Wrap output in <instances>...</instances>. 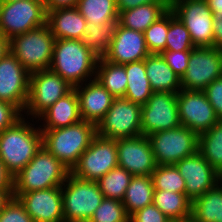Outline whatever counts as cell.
Instances as JSON below:
<instances>
[{
  "mask_svg": "<svg viewBox=\"0 0 222 222\" xmlns=\"http://www.w3.org/2000/svg\"><path fill=\"white\" fill-rule=\"evenodd\" d=\"M88 82L73 88L78 96L81 119L97 126L108 112L115 97L94 77Z\"/></svg>",
  "mask_w": 222,
  "mask_h": 222,
  "instance_id": "44dd1931",
  "label": "cell"
},
{
  "mask_svg": "<svg viewBox=\"0 0 222 222\" xmlns=\"http://www.w3.org/2000/svg\"><path fill=\"white\" fill-rule=\"evenodd\" d=\"M177 93L153 92L141 106V132L148 136L158 131L180 126Z\"/></svg>",
  "mask_w": 222,
  "mask_h": 222,
  "instance_id": "5bb4252c",
  "label": "cell"
},
{
  "mask_svg": "<svg viewBox=\"0 0 222 222\" xmlns=\"http://www.w3.org/2000/svg\"><path fill=\"white\" fill-rule=\"evenodd\" d=\"M96 129L98 136L108 139L132 138L142 135L141 106L124 97L115 98Z\"/></svg>",
  "mask_w": 222,
  "mask_h": 222,
  "instance_id": "30bf717a",
  "label": "cell"
},
{
  "mask_svg": "<svg viewBox=\"0 0 222 222\" xmlns=\"http://www.w3.org/2000/svg\"><path fill=\"white\" fill-rule=\"evenodd\" d=\"M9 52V39L0 34V59Z\"/></svg>",
  "mask_w": 222,
  "mask_h": 222,
  "instance_id": "f907efd6",
  "label": "cell"
},
{
  "mask_svg": "<svg viewBox=\"0 0 222 222\" xmlns=\"http://www.w3.org/2000/svg\"><path fill=\"white\" fill-rule=\"evenodd\" d=\"M153 204L170 220H182L192 215V201L183 193L155 190Z\"/></svg>",
  "mask_w": 222,
  "mask_h": 222,
  "instance_id": "f546056e",
  "label": "cell"
},
{
  "mask_svg": "<svg viewBox=\"0 0 222 222\" xmlns=\"http://www.w3.org/2000/svg\"><path fill=\"white\" fill-rule=\"evenodd\" d=\"M129 217L122 201L104 197L89 222H129Z\"/></svg>",
  "mask_w": 222,
  "mask_h": 222,
  "instance_id": "8d00e7d4",
  "label": "cell"
},
{
  "mask_svg": "<svg viewBox=\"0 0 222 222\" xmlns=\"http://www.w3.org/2000/svg\"><path fill=\"white\" fill-rule=\"evenodd\" d=\"M170 219L154 204L135 211L129 217V222H169Z\"/></svg>",
  "mask_w": 222,
  "mask_h": 222,
  "instance_id": "60d3db41",
  "label": "cell"
},
{
  "mask_svg": "<svg viewBox=\"0 0 222 222\" xmlns=\"http://www.w3.org/2000/svg\"><path fill=\"white\" fill-rule=\"evenodd\" d=\"M222 77V50L216 47H194L181 78V89L203 91L212 81Z\"/></svg>",
  "mask_w": 222,
  "mask_h": 222,
  "instance_id": "4fadbf2b",
  "label": "cell"
},
{
  "mask_svg": "<svg viewBox=\"0 0 222 222\" xmlns=\"http://www.w3.org/2000/svg\"><path fill=\"white\" fill-rule=\"evenodd\" d=\"M185 181V195L193 201L221 181L219 174L200 154L196 152L175 164Z\"/></svg>",
  "mask_w": 222,
  "mask_h": 222,
  "instance_id": "e0dca14e",
  "label": "cell"
},
{
  "mask_svg": "<svg viewBox=\"0 0 222 222\" xmlns=\"http://www.w3.org/2000/svg\"><path fill=\"white\" fill-rule=\"evenodd\" d=\"M132 177L127 170L117 166L97 180V183L105 198L122 201Z\"/></svg>",
  "mask_w": 222,
  "mask_h": 222,
  "instance_id": "836d02e7",
  "label": "cell"
},
{
  "mask_svg": "<svg viewBox=\"0 0 222 222\" xmlns=\"http://www.w3.org/2000/svg\"><path fill=\"white\" fill-rule=\"evenodd\" d=\"M117 24L118 22L98 25L88 23L82 38L83 44L99 58L103 57L111 45Z\"/></svg>",
  "mask_w": 222,
  "mask_h": 222,
  "instance_id": "d6a6232c",
  "label": "cell"
},
{
  "mask_svg": "<svg viewBox=\"0 0 222 222\" xmlns=\"http://www.w3.org/2000/svg\"><path fill=\"white\" fill-rule=\"evenodd\" d=\"M13 196L14 190H0V213Z\"/></svg>",
  "mask_w": 222,
  "mask_h": 222,
  "instance_id": "c3c4849f",
  "label": "cell"
},
{
  "mask_svg": "<svg viewBox=\"0 0 222 222\" xmlns=\"http://www.w3.org/2000/svg\"><path fill=\"white\" fill-rule=\"evenodd\" d=\"M98 59L82 40L56 39L49 70L75 87L95 78Z\"/></svg>",
  "mask_w": 222,
  "mask_h": 222,
  "instance_id": "6da1fadb",
  "label": "cell"
},
{
  "mask_svg": "<svg viewBox=\"0 0 222 222\" xmlns=\"http://www.w3.org/2000/svg\"><path fill=\"white\" fill-rule=\"evenodd\" d=\"M147 137L157 165H175L198 152L199 135L183 125Z\"/></svg>",
  "mask_w": 222,
  "mask_h": 222,
  "instance_id": "ba28073f",
  "label": "cell"
},
{
  "mask_svg": "<svg viewBox=\"0 0 222 222\" xmlns=\"http://www.w3.org/2000/svg\"><path fill=\"white\" fill-rule=\"evenodd\" d=\"M191 51H170L164 50L160 53L167 65L181 79L185 74Z\"/></svg>",
  "mask_w": 222,
  "mask_h": 222,
  "instance_id": "ab89813d",
  "label": "cell"
},
{
  "mask_svg": "<svg viewBox=\"0 0 222 222\" xmlns=\"http://www.w3.org/2000/svg\"><path fill=\"white\" fill-rule=\"evenodd\" d=\"M166 36L165 50L191 51L195 47L189 31L171 9L168 10V33Z\"/></svg>",
  "mask_w": 222,
  "mask_h": 222,
  "instance_id": "e575fe53",
  "label": "cell"
},
{
  "mask_svg": "<svg viewBox=\"0 0 222 222\" xmlns=\"http://www.w3.org/2000/svg\"><path fill=\"white\" fill-rule=\"evenodd\" d=\"M145 70L154 92L178 93L181 90V79L160 54L150 53L145 58Z\"/></svg>",
  "mask_w": 222,
  "mask_h": 222,
  "instance_id": "cb8c5ba5",
  "label": "cell"
},
{
  "mask_svg": "<svg viewBox=\"0 0 222 222\" xmlns=\"http://www.w3.org/2000/svg\"><path fill=\"white\" fill-rule=\"evenodd\" d=\"M118 166L133 176H151L157 164L147 136L117 139Z\"/></svg>",
  "mask_w": 222,
  "mask_h": 222,
  "instance_id": "ac0fdd59",
  "label": "cell"
},
{
  "mask_svg": "<svg viewBox=\"0 0 222 222\" xmlns=\"http://www.w3.org/2000/svg\"><path fill=\"white\" fill-rule=\"evenodd\" d=\"M95 79L113 97L120 98L125 96L128 83L125 64H114L101 57L97 62Z\"/></svg>",
  "mask_w": 222,
  "mask_h": 222,
  "instance_id": "f1b7e54d",
  "label": "cell"
},
{
  "mask_svg": "<svg viewBox=\"0 0 222 222\" xmlns=\"http://www.w3.org/2000/svg\"><path fill=\"white\" fill-rule=\"evenodd\" d=\"M154 191L152 176H133L122 200L127 214L153 204Z\"/></svg>",
  "mask_w": 222,
  "mask_h": 222,
  "instance_id": "83f0119b",
  "label": "cell"
},
{
  "mask_svg": "<svg viewBox=\"0 0 222 222\" xmlns=\"http://www.w3.org/2000/svg\"><path fill=\"white\" fill-rule=\"evenodd\" d=\"M70 173L43 146L32 160L14 176V193H26L62 186Z\"/></svg>",
  "mask_w": 222,
  "mask_h": 222,
  "instance_id": "277c9868",
  "label": "cell"
},
{
  "mask_svg": "<svg viewBox=\"0 0 222 222\" xmlns=\"http://www.w3.org/2000/svg\"><path fill=\"white\" fill-rule=\"evenodd\" d=\"M44 0L0 2V34L9 40L46 24Z\"/></svg>",
  "mask_w": 222,
  "mask_h": 222,
  "instance_id": "52a82bcc",
  "label": "cell"
},
{
  "mask_svg": "<svg viewBox=\"0 0 222 222\" xmlns=\"http://www.w3.org/2000/svg\"><path fill=\"white\" fill-rule=\"evenodd\" d=\"M0 190H14V175L0 158Z\"/></svg>",
  "mask_w": 222,
  "mask_h": 222,
  "instance_id": "f6af8a7d",
  "label": "cell"
},
{
  "mask_svg": "<svg viewBox=\"0 0 222 222\" xmlns=\"http://www.w3.org/2000/svg\"><path fill=\"white\" fill-rule=\"evenodd\" d=\"M127 74V87L124 98L129 101L144 105L153 94L146 70L145 59L125 64Z\"/></svg>",
  "mask_w": 222,
  "mask_h": 222,
  "instance_id": "484cf974",
  "label": "cell"
},
{
  "mask_svg": "<svg viewBox=\"0 0 222 222\" xmlns=\"http://www.w3.org/2000/svg\"><path fill=\"white\" fill-rule=\"evenodd\" d=\"M191 218L194 222H222L221 181L192 201Z\"/></svg>",
  "mask_w": 222,
  "mask_h": 222,
  "instance_id": "4316f807",
  "label": "cell"
},
{
  "mask_svg": "<svg viewBox=\"0 0 222 222\" xmlns=\"http://www.w3.org/2000/svg\"><path fill=\"white\" fill-rule=\"evenodd\" d=\"M64 222H89L104 198L97 181L68 174L61 186Z\"/></svg>",
  "mask_w": 222,
  "mask_h": 222,
  "instance_id": "8992f818",
  "label": "cell"
},
{
  "mask_svg": "<svg viewBox=\"0 0 222 222\" xmlns=\"http://www.w3.org/2000/svg\"><path fill=\"white\" fill-rule=\"evenodd\" d=\"M46 24L55 39L82 40L88 23L74 7L47 11Z\"/></svg>",
  "mask_w": 222,
  "mask_h": 222,
  "instance_id": "7402d4cb",
  "label": "cell"
},
{
  "mask_svg": "<svg viewBox=\"0 0 222 222\" xmlns=\"http://www.w3.org/2000/svg\"><path fill=\"white\" fill-rule=\"evenodd\" d=\"M40 130L42 146L70 171L97 135L96 125L84 120L64 128Z\"/></svg>",
  "mask_w": 222,
  "mask_h": 222,
  "instance_id": "3957f363",
  "label": "cell"
},
{
  "mask_svg": "<svg viewBox=\"0 0 222 222\" xmlns=\"http://www.w3.org/2000/svg\"><path fill=\"white\" fill-rule=\"evenodd\" d=\"M30 73L9 51L0 59V101L25 111L29 96Z\"/></svg>",
  "mask_w": 222,
  "mask_h": 222,
  "instance_id": "2e32d148",
  "label": "cell"
},
{
  "mask_svg": "<svg viewBox=\"0 0 222 222\" xmlns=\"http://www.w3.org/2000/svg\"><path fill=\"white\" fill-rule=\"evenodd\" d=\"M213 15H222V0H206Z\"/></svg>",
  "mask_w": 222,
  "mask_h": 222,
  "instance_id": "681fc988",
  "label": "cell"
},
{
  "mask_svg": "<svg viewBox=\"0 0 222 222\" xmlns=\"http://www.w3.org/2000/svg\"><path fill=\"white\" fill-rule=\"evenodd\" d=\"M55 37L47 24L9 40V51L29 72L49 70Z\"/></svg>",
  "mask_w": 222,
  "mask_h": 222,
  "instance_id": "5b68a950",
  "label": "cell"
},
{
  "mask_svg": "<svg viewBox=\"0 0 222 222\" xmlns=\"http://www.w3.org/2000/svg\"><path fill=\"white\" fill-rule=\"evenodd\" d=\"M149 54L144 33L117 24L111 45L103 58L123 65L144 60Z\"/></svg>",
  "mask_w": 222,
  "mask_h": 222,
  "instance_id": "ffe728a7",
  "label": "cell"
},
{
  "mask_svg": "<svg viewBox=\"0 0 222 222\" xmlns=\"http://www.w3.org/2000/svg\"><path fill=\"white\" fill-rule=\"evenodd\" d=\"M168 33V11L151 24L144 32L145 43L150 53L160 54L166 48Z\"/></svg>",
  "mask_w": 222,
  "mask_h": 222,
  "instance_id": "74e56055",
  "label": "cell"
},
{
  "mask_svg": "<svg viewBox=\"0 0 222 222\" xmlns=\"http://www.w3.org/2000/svg\"><path fill=\"white\" fill-rule=\"evenodd\" d=\"M79 0H44L45 9L52 11L59 8H74L77 6Z\"/></svg>",
  "mask_w": 222,
  "mask_h": 222,
  "instance_id": "bcb514c9",
  "label": "cell"
},
{
  "mask_svg": "<svg viewBox=\"0 0 222 222\" xmlns=\"http://www.w3.org/2000/svg\"><path fill=\"white\" fill-rule=\"evenodd\" d=\"M72 89L73 86L51 70L30 73L29 96L24 114L37 119L46 109Z\"/></svg>",
  "mask_w": 222,
  "mask_h": 222,
  "instance_id": "7c38bea8",
  "label": "cell"
},
{
  "mask_svg": "<svg viewBox=\"0 0 222 222\" xmlns=\"http://www.w3.org/2000/svg\"><path fill=\"white\" fill-rule=\"evenodd\" d=\"M117 166V139L96 135L70 173L83 180L97 181Z\"/></svg>",
  "mask_w": 222,
  "mask_h": 222,
  "instance_id": "8fae6325",
  "label": "cell"
},
{
  "mask_svg": "<svg viewBox=\"0 0 222 222\" xmlns=\"http://www.w3.org/2000/svg\"><path fill=\"white\" fill-rule=\"evenodd\" d=\"M198 151L222 175V120L199 135Z\"/></svg>",
  "mask_w": 222,
  "mask_h": 222,
  "instance_id": "4dcf8cb0",
  "label": "cell"
},
{
  "mask_svg": "<svg viewBox=\"0 0 222 222\" xmlns=\"http://www.w3.org/2000/svg\"><path fill=\"white\" fill-rule=\"evenodd\" d=\"M0 222H35L18 198L12 197L0 213Z\"/></svg>",
  "mask_w": 222,
  "mask_h": 222,
  "instance_id": "f35d334b",
  "label": "cell"
},
{
  "mask_svg": "<svg viewBox=\"0 0 222 222\" xmlns=\"http://www.w3.org/2000/svg\"><path fill=\"white\" fill-rule=\"evenodd\" d=\"M217 117L222 120V77L212 81L204 90Z\"/></svg>",
  "mask_w": 222,
  "mask_h": 222,
  "instance_id": "b9f144b4",
  "label": "cell"
},
{
  "mask_svg": "<svg viewBox=\"0 0 222 222\" xmlns=\"http://www.w3.org/2000/svg\"><path fill=\"white\" fill-rule=\"evenodd\" d=\"M177 105L181 125L198 135L220 120L204 91L181 89L177 93Z\"/></svg>",
  "mask_w": 222,
  "mask_h": 222,
  "instance_id": "9a60e30c",
  "label": "cell"
},
{
  "mask_svg": "<svg viewBox=\"0 0 222 222\" xmlns=\"http://www.w3.org/2000/svg\"><path fill=\"white\" fill-rule=\"evenodd\" d=\"M149 3H171V0H116V8L119 13Z\"/></svg>",
  "mask_w": 222,
  "mask_h": 222,
  "instance_id": "ee69618b",
  "label": "cell"
},
{
  "mask_svg": "<svg viewBox=\"0 0 222 222\" xmlns=\"http://www.w3.org/2000/svg\"><path fill=\"white\" fill-rule=\"evenodd\" d=\"M29 123L23 116L13 126L0 132V158L14 176L42 147L40 127L34 128V125Z\"/></svg>",
  "mask_w": 222,
  "mask_h": 222,
  "instance_id": "7a4b0ae2",
  "label": "cell"
},
{
  "mask_svg": "<svg viewBox=\"0 0 222 222\" xmlns=\"http://www.w3.org/2000/svg\"><path fill=\"white\" fill-rule=\"evenodd\" d=\"M151 176L155 190L185 194V181L175 165H157Z\"/></svg>",
  "mask_w": 222,
  "mask_h": 222,
  "instance_id": "d590c367",
  "label": "cell"
},
{
  "mask_svg": "<svg viewBox=\"0 0 222 222\" xmlns=\"http://www.w3.org/2000/svg\"><path fill=\"white\" fill-rule=\"evenodd\" d=\"M76 8L87 23L118 22L116 0H79Z\"/></svg>",
  "mask_w": 222,
  "mask_h": 222,
  "instance_id": "1f68e13d",
  "label": "cell"
},
{
  "mask_svg": "<svg viewBox=\"0 0 222 222\" xmlns=\"http://www.w3.org/2000/svg\"><path fill=\"white\" fill-rule=\"evenodd\" d=\"M44 124L40 129H58L71 126L80 122L79 100L73 88L65 96L61 97L52 106L46 109L39 117Z\"/></svg>",
  "mask_w": 222,
  "mask_h": 222,
  "instance_id": "603a6c76",
  "label": "cell"
},
{
  "mask_svg": "<svg viewBox=\"0 0 222 222\" xmlns=\"http://www.w3.org/2000/svg\"><path fill=\"white\" fill-rule=\"evenodd\" d=\"M170 9L189 31L195 47H214L213 13L206 0H171Z\"/></svg>",
  "mask_w": 222,
  "mask_h": 222,
  "instance_id": "9c48e42d",
  "label": "cell"
},
{
  "mask_svg": "<svg viewBox=\"0 0 222 222\" xmlns=\"http://www.w3.org/2000/svg\"><path fill=\"white\" fill-rule=\"evenodd\" d=\"M214 47L222 50V15H213Z\"/></svg>",
  "mask_w": 222,
  "mask_h": 222,
  "instance_id": "7dc6e473",
  "label": "cell"
},
{
  "mask_svg": "<svg viewBox=\"0 0 222 222\" xmlns=\"http://www.w3.org/2000/svg\"><path fill=\"white\" fill-rule=\"evenodd\" d=\"M18 0H0V2H16Z\"/></svg>",
  "mask_w": 222,
  "mask_h": 222,
  "instance_id": "f5cc1de1",
  "label": "cell"
},
{
  "mask_svg": "<svg viewBox=\"0 0 222 222\" xmlns=\"http://www.w3.org/2000/svg\"><path fill=\"white\" fill-rule=\"evenodd\" d=\"M21 111L11 103L0 101V132L13 126L23 116Z\"/></svg>",
  "mask_w": 222,
  "mask_h": 222,
  "instance_id": "7bdbcfd3",
  "label": "cell"
},
{
  "mask_svg": "<svg viewBox=\"0 0 222 222\" xmlns=\"http://www.w3.org/2000/svg\"><path fill=\"white\" fill-rule=\"evenodd\" d=\"M35 222H64L61 186L14 193Z\"/></svg>",
  "mask_w": 222,
  "mask_h": 222,
  "instance_id": "d6986e66",
  "label": "cell"
},
{
  "mask_svg": "<svg viewBox=\"0 0 222 222\" xmlns=\"http://www.w3.org/2000/svg\"><path fill=\"white\" fill-rule=\"evenodd\" d=\"M169 222H194V221L190 217V218H186V219H182V220H170Z\"/></svg>",
  "mask_w": 222,
  "mask_h": 222,
  "instance_id": "816d5d0a",
  "label": "cell"
},
{
  "mask_svg": "<svg viewBox=\"0 0 222 222\" xmlns=\"http://www.w3.org/2000/svg\"><path fill=\"white\" fill-rule=\"evenodd\" d=\"M170 9V3H149L118 14L120 26L144 33L145 30Z\"/></svg>",
  "mask_w": 222,
  "mask_h": 222,
  "instance_id": "d4e9b609",
  "label": "cell"
}]
</instances>
